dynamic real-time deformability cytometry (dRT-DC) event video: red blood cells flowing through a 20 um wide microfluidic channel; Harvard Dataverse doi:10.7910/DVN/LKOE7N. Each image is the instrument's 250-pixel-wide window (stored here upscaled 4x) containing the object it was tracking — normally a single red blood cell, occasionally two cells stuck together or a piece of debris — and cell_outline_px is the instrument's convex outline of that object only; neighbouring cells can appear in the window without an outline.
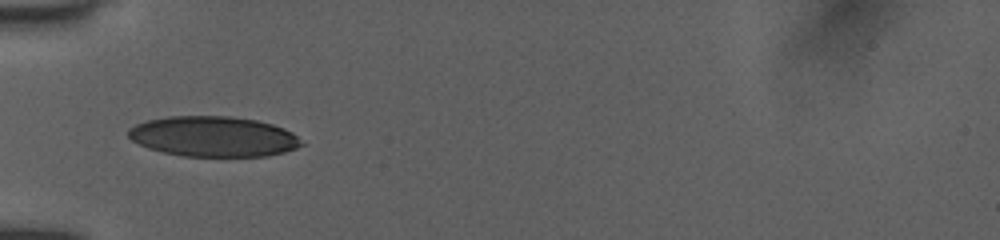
{"species": "human", "species_latin": "Homo sapiens", "temperature_condition": "room temperature", "stored_images_in_passage": 32, "camera_frame_rate_fps": 3000, "um_per_image_px": 0.085, "donor": {"sex": "female"}, "frame": {"image": 1, "passage_image": 1, "time_ms": 0.0, "image_size_px": [1000, 240], "cell_outline_px": [[304, 144], [296, 148], [284, 152], [268, 156], [180, 156], [148, 148], [132, 140], [128, 136], [128, 128], [136, 124], [148, 120], [168, 116], [228, 116], [256, 120], [272, 124], [284, 128], [292, 132]], "centroid_in_image_um": [18.13, 11.6], "position_along_channel_um": 66.9, "area_um2": 40.63}}
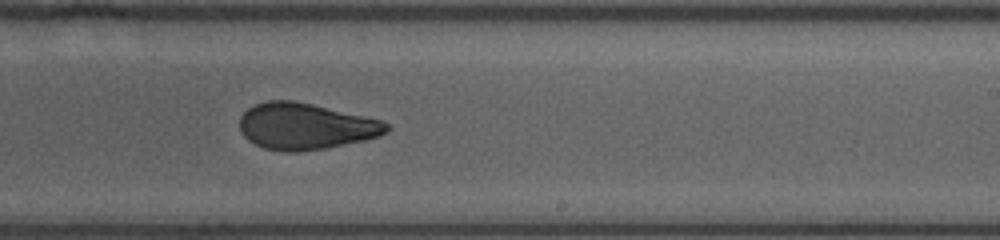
{"frame": {"image": 2, "passage_image": 14, "time_ms": 5.0, "image_size_px": [1000, 240], "cell_outline_px": [[392, 128], [388, 132], [380, 136], [364, 140], [324, 148], [300, 152], [288, 152], [264, 148], [248, 140], [240, 132], [240, 116], [248, 108], [256, 104], [268, 100], [292, 100], [312, 104], [380, 120], [392, 124]], "centroid_in_image_um": [25.98, 10.74], "position_along_channel_um": 263.0, "area_um2": 39.65}}
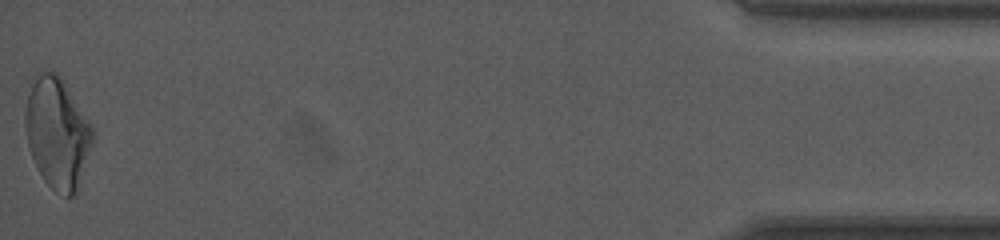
{"frame": {"image": 3, "passage_image": 32, "time_ms": 11.333, "image_size_px": [1000, 240], "cell_outline_px": [[96, 132], [76, 192], [72, 196], [64, 196], [56, 192], [44, 180], [32, 156], [28, 144], [24, 124], [24, 112], [28, 80], [40, 72], [56, 72], [64, 80], [92, 124]], "centroid_in_image_um": [4.85, 11.22], "position_along_channel_um": 430.3, "area_um2": 44.04}, "authors_computed_cell_mechanics": {"area_um2": 39.9687, "velocity_mm_per_s": 3.988, "shape_relaxation_time_tau1_ms": 10.639, "shape_relaxation_time_tau2_ms": 1.1814, "deformation_change_tau1": 0.2668, "deformation_change_tau2": 0.0611}}